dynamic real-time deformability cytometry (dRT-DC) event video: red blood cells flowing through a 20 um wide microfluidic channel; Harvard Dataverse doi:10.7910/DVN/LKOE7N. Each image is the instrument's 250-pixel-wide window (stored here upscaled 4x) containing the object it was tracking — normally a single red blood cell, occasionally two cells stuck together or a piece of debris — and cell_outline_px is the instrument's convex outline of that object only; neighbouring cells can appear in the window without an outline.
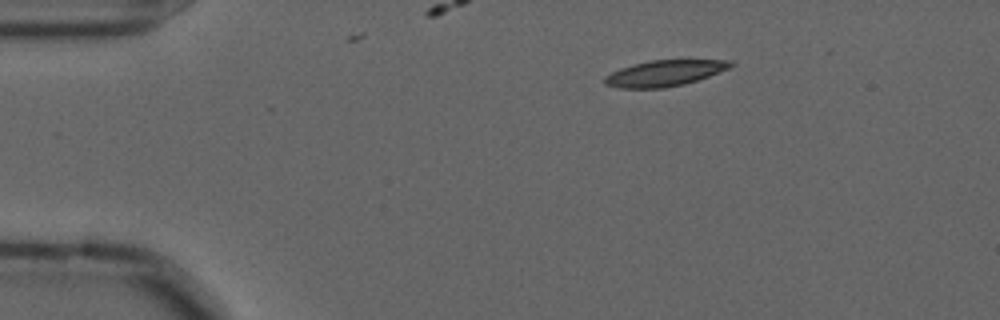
{"species": "common noctule bat (a hibernating species)", "species_latin": "Nyctalus noctula", "temperature_condition": "cold", "stored_images_in_passage": 6, "camera_frame_rate_fps": 3000, "um_per_image_px": 0.085, "animal": {"sex": "male", "forearm_length_mm": 52.5}, "frame": {"image": 1, "passage_image": 1, "time_ms": 0.0, "image_size_px": [1000, 320], "cell_outline_px": [[736, 64], [728, 68], [708, 76], [684, 84], [664, 88], [620, 88], [604, 84], [604, 76], [620, 68], [632, 64], [648, 60], [732, 60]], "centroid_in_image_um": [56.46, 6.21], "position_along_channel_um": 28.5, "area_um2": 19.02}}